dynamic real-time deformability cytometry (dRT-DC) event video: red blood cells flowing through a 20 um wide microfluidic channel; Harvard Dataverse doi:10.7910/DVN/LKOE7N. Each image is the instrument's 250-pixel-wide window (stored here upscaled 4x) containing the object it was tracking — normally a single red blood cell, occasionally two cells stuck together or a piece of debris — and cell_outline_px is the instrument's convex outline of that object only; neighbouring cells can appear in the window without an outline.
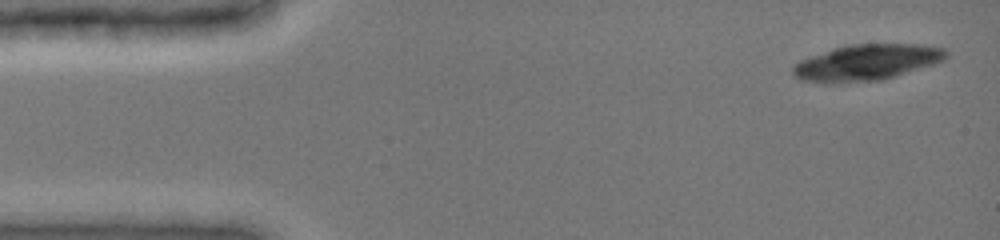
{"species": "common noctule bat (a hibernating species)", "species_latin": "Nyctalus noctula", "temperature_condition": "cold", "stored_images_in_passage": 14, "camera_frame_rate_fps": 3000, "um_per_image_px": 0.085, "animal": {"sex": "female", "body_mass_g": 19.0, "forearm_length_mm": 51.5}, "frame": {"image": 1, "passage_image": 1, "time_ms": 0.0, "image_size_px": [1000, 240], "cell_outline_px": [[948, 56], [944, 60], [936, 64], [884, 80], [836, 84], [800, 80], [792, 72], [792, 68], [800, 60], [832, 48], [848, 44], [920, 44], [944, 48], [948, 52]], "centroid_in_image_um": [73.7, 5.32], "position_along_channel_um": 11.3, "area_um2": 32.66}}
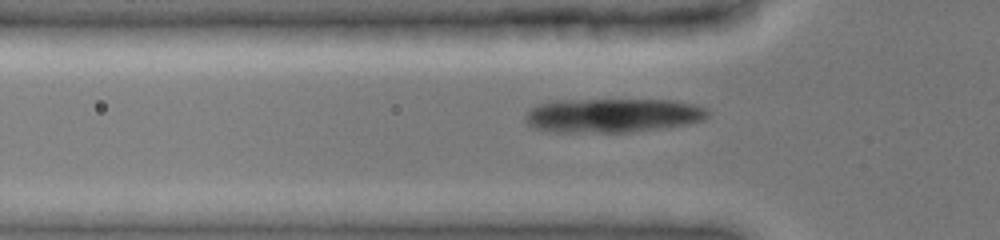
{"frame": {"image": 2, "passage_image": 10, "time_ms": 4.333, "image_size_px": [1000, 240], "cell_outline_px": [[708, 116], [704, 120], [688, 124], [660, 128], [628, 132], [544, 132], [528, 124], [524, 120], [524, 116], [528, 108], [552, 100], [672, 100], [696, 104], [708, 108]], "centroid_in_image_um": [52.04, 9.81], "position_along_channel_um": 73.8, "area_um2": 36.65}}
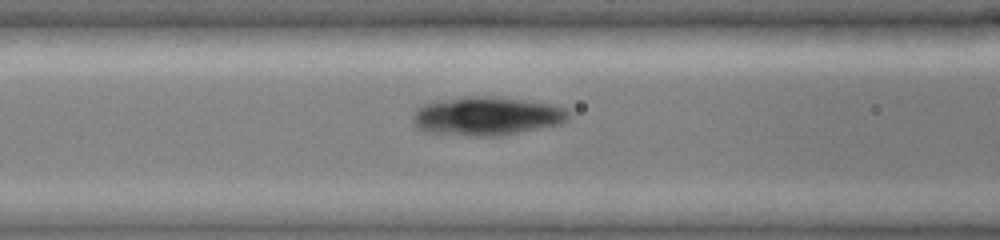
{"frame": {"image": 3, "passage_image": 13, "time_ms": 5.667, "image_size_px": [1000, 240], "cell_outline_px": [[568, 120], [560, 124], [500, 136], [468, 136], [424, 132], [416, 128], [412, 124], [412, 116], [416, 108], [420, 104], [436, 100], [464, 96], [492, 96], [552, 104], [564, 108], [568, 112]], "centroid_in_image_um": [41.28, 9.87], "position_along_channel_um": 125.3, "area_um2": 35.55}}